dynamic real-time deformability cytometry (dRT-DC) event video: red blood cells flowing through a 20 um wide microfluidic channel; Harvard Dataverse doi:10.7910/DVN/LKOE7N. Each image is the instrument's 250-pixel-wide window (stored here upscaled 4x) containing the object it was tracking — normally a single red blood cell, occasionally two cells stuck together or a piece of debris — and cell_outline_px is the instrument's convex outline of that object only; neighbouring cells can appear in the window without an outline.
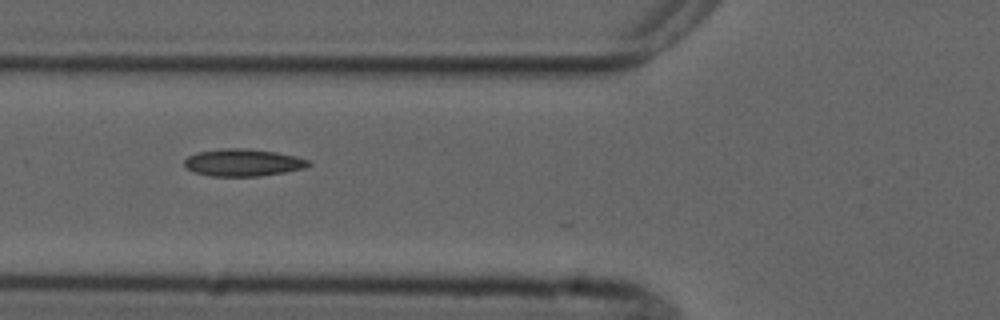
{"species": "common noctule bat (a hibernating species)", "species_latin": "Nyctalus noctula", "temperature_condition": "cold", "stored_images_in_passage": 8, "camera_frame_rate_fps": 3000, "um_per_image_px": 0.085, "animal": {"sex": "male", "forearm_length_mm": 52.5}, "frame": {"image": 1, "passage_image": 5, "time_ms": 4.667, "image_size_px": [1000, 320], "cell_outline_px": [[312, 164], [304, 168], [284, 172], [260, 176], [212, 176], [196, 172], [188, 168], [184, 164], [184, 160], [188, 156], [196, 152], [228, 148], [248, 148], [276, 152], [296, 156], [308, 160]], "centroid_in_image_um": [20.67, 13.81], "position_along_channel_um": 105.1, "area_um2": 19.59}}
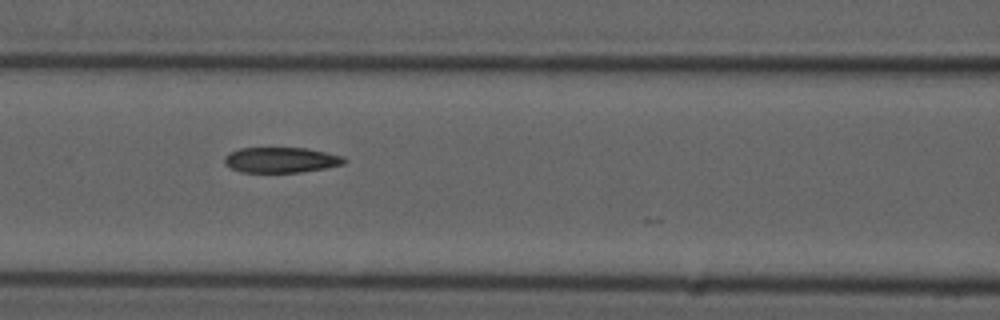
{"frame": {"image": 2, "passage_image": 6, "time_ms": 5.667, "image_size_px": [1000, 320], "cell_outline_px": [[348, 160], [344, 164], [324, 168], [300, 172], [240, 172], [224, 164], [224, 156], [240, 148], [308, 148], [344, 156]], "centroid_in_image_um": [23.91, 13.59], "position_along_channel_um": 142.7, "area_um2": 17.74}}
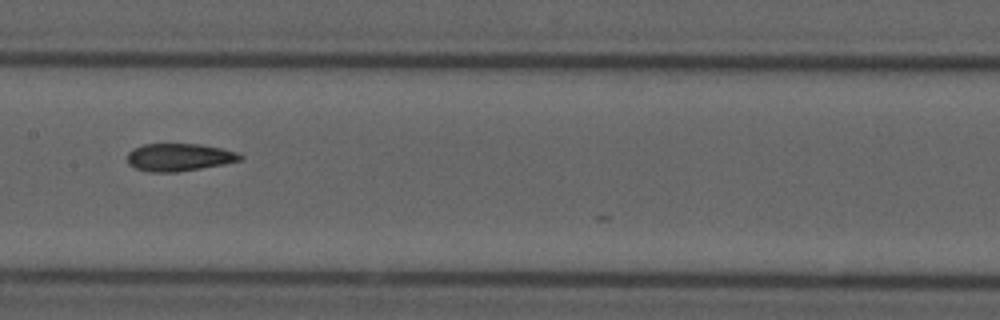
{"frame": {"image": 3, "passage_image": 7, "time_ms": 7.0, "image_size_px": [1000, 320], "cell_outline_px": [[244, 156], [240, 160], [224, 164], [176, 172], [148, 172], [136, 168], [128, 164], [128, 152], [132, 148], [144, 144], [200, 144], [220, 148], [236, 152]], "centroid_in_image_um": [15.2, 13.36], "position_along_channel_um": 192.2, "area_um2": 18.09}}